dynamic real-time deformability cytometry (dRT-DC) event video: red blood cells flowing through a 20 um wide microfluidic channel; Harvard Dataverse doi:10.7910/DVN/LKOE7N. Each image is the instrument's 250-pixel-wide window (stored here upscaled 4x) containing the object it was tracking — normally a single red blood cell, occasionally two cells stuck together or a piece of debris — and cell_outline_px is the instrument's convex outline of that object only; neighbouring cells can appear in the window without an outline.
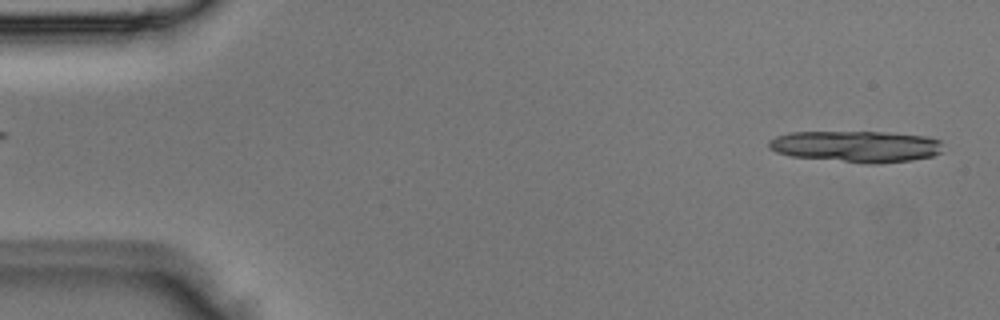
{"species": "Egyptian fruit bat (a non-hibernating species)", "species_latin": "Rousettus aegyptiacus", "temperature_condition": "room temperature", "stored_images_in_passage": 5, "segment_of_instrument_passage": [2, 2], "camera_frame_rate_fps": 3000, "um_per_image_px": 0.085, "animal": {"sex": "male"}, "frame": {"image": 1, "passage_image": 5, "time_ms": 1.333, "image_size_px": [1000, 320], "cell_outline_px": [[940, 152], [932, 156], [912, 160], [844, 160], [792, 156], [776, 152], [768, 148], [768, 140], [776, 136], [788, 132], [888, 132], [924, 136], [940, 140]], "centroid_in_image_um": [72.7, 12.38], "position_along_channel_um": 12.3, "area_um2": 30.4}}